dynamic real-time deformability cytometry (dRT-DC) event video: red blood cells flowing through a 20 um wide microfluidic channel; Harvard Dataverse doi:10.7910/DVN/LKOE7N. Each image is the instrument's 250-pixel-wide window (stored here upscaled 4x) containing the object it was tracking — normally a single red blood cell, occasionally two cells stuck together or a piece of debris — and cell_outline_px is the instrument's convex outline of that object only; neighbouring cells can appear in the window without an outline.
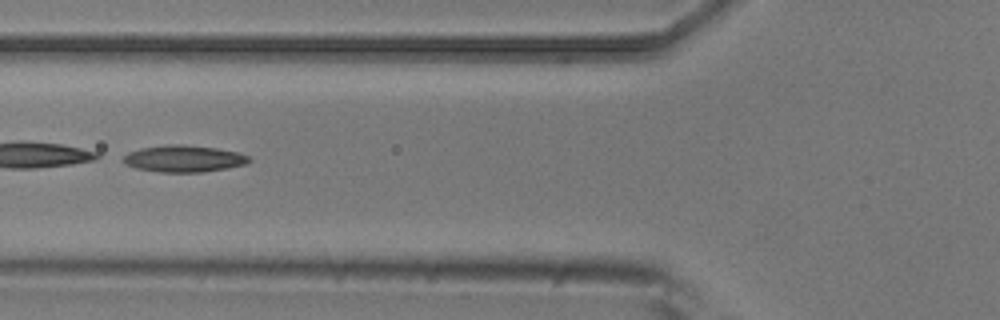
{"species": "common noctule bat (a hibernating species)", "species_latin": "Nyctalus noctula", "temperature_condition": "room temperature", "stored_images_in_passage": 6, "camera_frame_rate_fps": 3000, "um_per_image_px": 0.085, "animal": {"sex": "male", "body_mass_g": 20.5, "forearm_length_mm": 52.5}, "frame": {"image": 1, "passage_image": 6, "time_ms": 1.667, "image_size_px": [1000, 320], "cell_outline_px": [[252, 160], [244, 164], [228, 168], [204, 172], [160, 172], [136, 168], [124, 164], [124, 156], [128, 152], [140, 148], [168, 144], [184, 144], [216, 148], [240, 152], [248, 156]], "centroid_in_image_um": [15.63, 13.48], "position_along_channel_um": 110.2, "area_um2": 19.71}}